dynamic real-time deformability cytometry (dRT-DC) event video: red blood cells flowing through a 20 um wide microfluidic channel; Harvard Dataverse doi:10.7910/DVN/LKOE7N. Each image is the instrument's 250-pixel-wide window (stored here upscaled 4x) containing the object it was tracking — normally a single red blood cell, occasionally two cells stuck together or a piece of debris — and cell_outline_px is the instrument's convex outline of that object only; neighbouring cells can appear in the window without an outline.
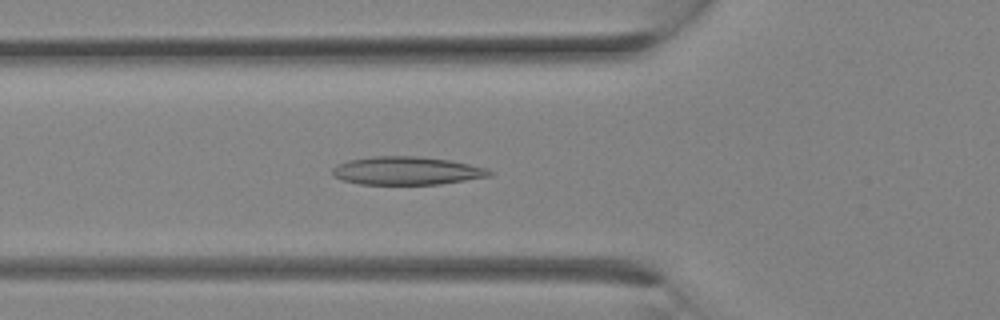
{"species": "Egyptian fruit bat (a non-hibernating species)", "species_latin": "Rousettus aegyptiacus", "temperature_condition": "room temperature", "stored_images_in_passage": 12, "camera_frame_rate_fps": 3000, "um_per_image_px": 0.085, "animal": {"sex": "female"}, "frame": {"image": 1, "passage_image": 10, "time_ms": 3.0, "image_size_px": [1000, 320], "cell_outline_px": [[492, 176], [440, 184], [360, 184], [344, 180], [332, 176], [332, 168], [336, 164], [348, 160], [372, 156], [416, 156], [452, 160], [488, 168], [492, 172]], "centroid_in_image_um": [34.58, 14.5], "position_along_channel_um": 91.2, "area_um2": 25.95}}
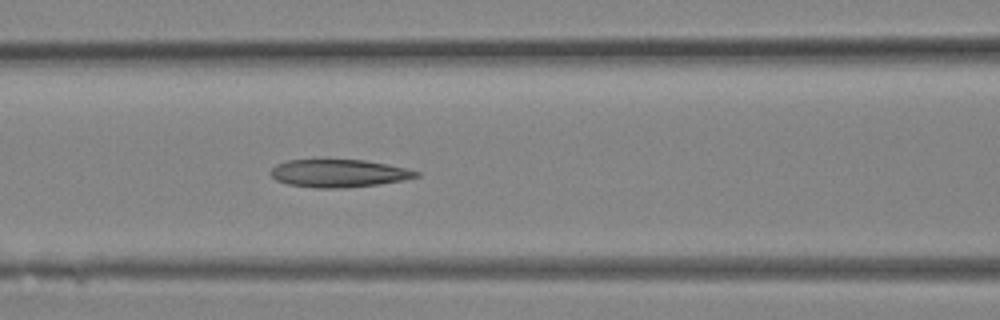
{"frame": {"image": 2, "passage_image": 12, "time_ms": 3.667, "image_size_px": [1000, 320], "cell_outline_px": [[420, 176], [404, 180], [380, 184], [344, 188], [316, 188], [288, 184], [276, 180], [268, 172], [276, 164], [288, 160], [364, 160], [388, 164], [420, 172]], "centroid_in_image_um": [28.79, 14.73], "position_along_channel_um": 137.8, "area_um2": 23.58}}